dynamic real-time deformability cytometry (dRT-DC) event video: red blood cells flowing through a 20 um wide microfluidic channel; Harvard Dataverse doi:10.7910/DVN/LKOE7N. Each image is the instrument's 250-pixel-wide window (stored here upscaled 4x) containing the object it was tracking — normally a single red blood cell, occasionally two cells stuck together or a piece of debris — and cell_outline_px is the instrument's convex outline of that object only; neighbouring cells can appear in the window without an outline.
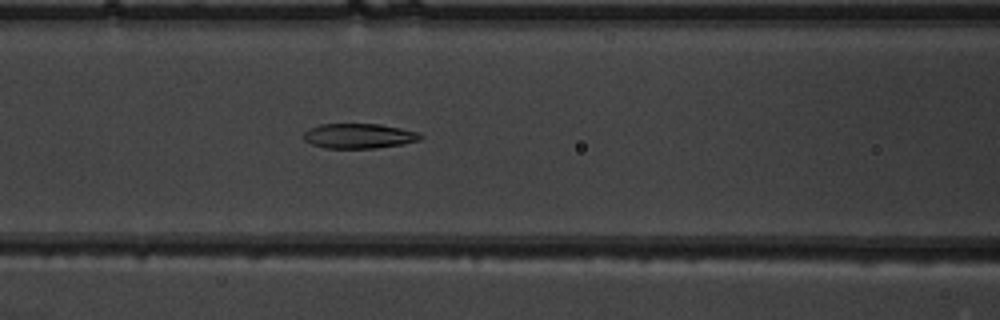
{"species": "common noctule bat (a hibernating species)", "species_latin": "Nyctalus noctula", "temperature_condition": "warm", "stored_images_in_passage": 51, "camera_frame_rate_fps": 3000, "um_per_image_px": 0.085, "animal": {"sex": "male", "body_mass_g": 19.5, "forearm_length_mm": 54.6}, "frame": {"image": 1, "passage_image": 22, "time_ms": 7.0, "image_size_px": [1000, 320], "cell_outline_px": [[424, 136], [420, 140], [400, 144], [376, 148], [324, 148], [312, 144], [304, 140], [304, 132], [308, 128], [320, 124], [380, 124], [420, 132]], "centroid_in_image_um": [30.51, 11.55], "position_along_channel_um": 136.1, "area_um2": 16.99}}
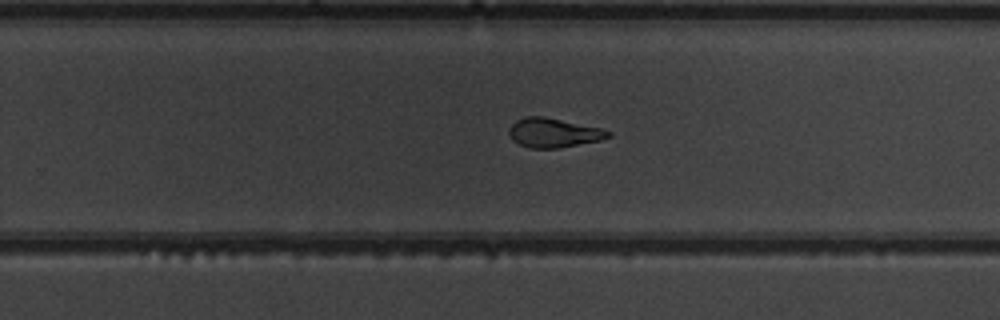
{"frame": {"image": 2, "passage_image": 33, "time_ms": 10.667, "image_size_px": [1000, 320], "cell_outline_px": [[612, 136], [600, 140], [560, 148], [528, 148], [512, 140], [508, 132], [508, 128], [516, 120], [524, 116], [544, 116], [600, 128], [612, 132]], "centroid_in_image_um": [47.03, 11.28], "position_along_channel_um": 282.8, "area_um2": 16.99}}
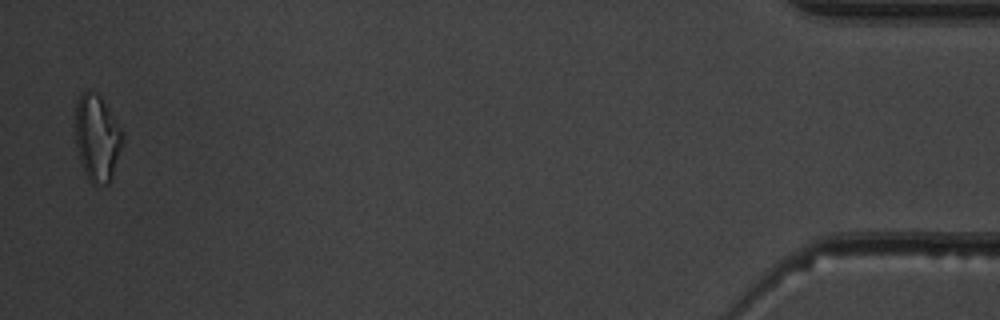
{"frame": {"image": 3, "passage_image": 50, "time_ms": 16.333, "image_size_px": [1000, 320], "cell_outline_px": [[124, 140], [112, 176], [108, 184], [92, 184], [84, 172], [80, 160], [76, 144], [76, 100], [88, 88], [96, 92], [100, 96], [124, 132]], "centroid_in_image_um": [8.27, 11.7], "position_along_channel_um": 426.9, "area_um2": 23.81}, "authors_computed_cell_mechanics": {"area_um2": 18.496, "velocity_mm_per_s": 4.0159, "shape_relaxation_time_tau1_ms": 10.7062, "shape_relaxation_time_tau2_ms": 3.601, "deformation_change_tau1": 0.2926, "deformation_change_tau2": 0.0952}}